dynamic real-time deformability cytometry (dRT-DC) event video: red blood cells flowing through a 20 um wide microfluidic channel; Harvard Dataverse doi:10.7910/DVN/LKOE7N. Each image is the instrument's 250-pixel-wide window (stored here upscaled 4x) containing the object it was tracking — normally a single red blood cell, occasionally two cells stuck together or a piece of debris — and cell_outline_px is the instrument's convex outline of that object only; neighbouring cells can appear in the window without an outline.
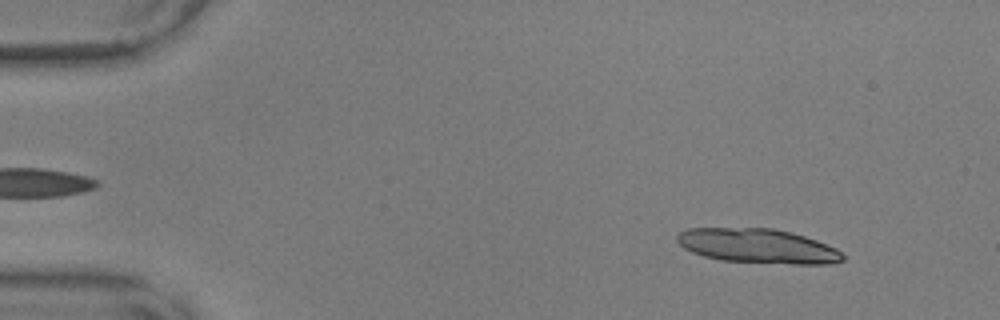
{"species": "common noctule bat (a hibernating species)", "species_latin": "Nyctalus noctula", "temperature_condition": "warm", "stored_images_in_passage": 55, "camera_frame_rate_fps": 3000, "um_per_image_px": 0.085, "animal": {"sex": "male", "body_mass_g": 17.9, "forearm_length_mm": 54.2}, "frame": {"image": 1, "passage_image": 5, "time_ms": 1.333, "image_size_px": [1000, 320], "cell_outline_px": [[844, 260], [828, 264], [792, 264], [720, 260], [704, 256], [692, 252], [684, 248], [676, 240], [676, 236], [680, 232], [688, 228], [772, 228], [792, 232], [816, 240], [836, 248], [844, 256]], "centroid_in_image_um": [64.41, 20.91], "position_along_channel_um": 20.6, "area_um2": 33.23}}
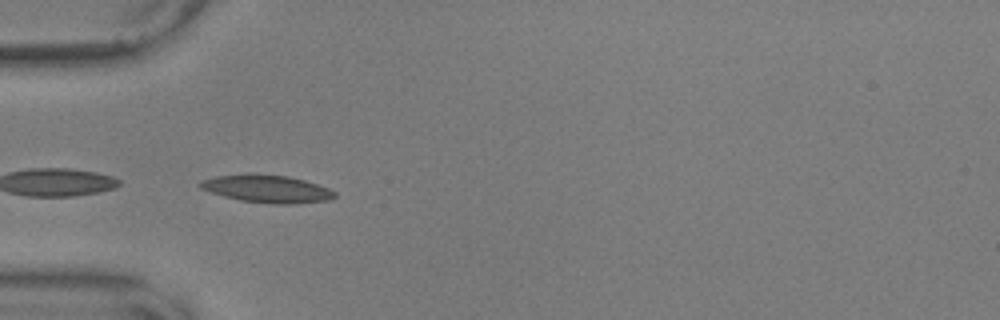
{"frame": {"image": 2, "passage_image": 17, "time_ms": 5.333, "image_size_px": [1000, 320], "cell_outline_px": [[336, 196], [328, 200], [292, 204], [276, 204], [240, 200], [224, 196], [200, 188], [196, 184], [204, 180], [216, 176], [248, 172], [288, 176], [304, 180], [328, 188], [336, 192]], "centroid_in_image_um": [22.68, 16.03], "position_along_channel_um": 62.3, "area_um2": 21.73}}
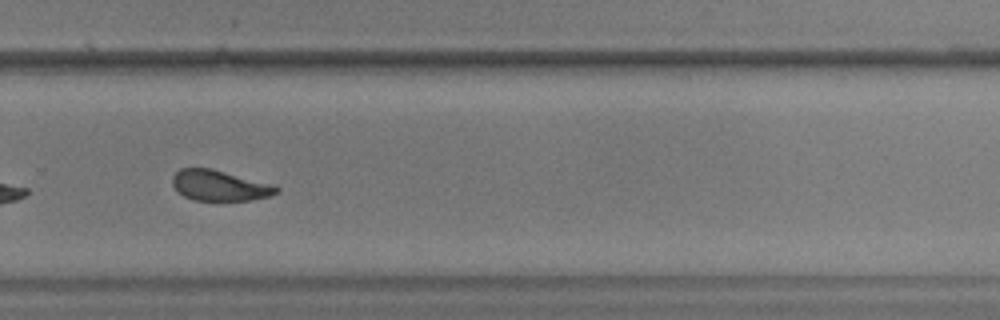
{"frame": {"image": 3, "passage_image": 38, "time_ms": 12.333, "image_size_px": [1000, 320], "cell_outline_px": [[280, 192], [268, 196], [248, 200], [192, 200], [184, 196], [172, 184], [172, 176], [180, 168], [212, 168], [272, 184], [280, 188]], "centroid_in_image_um": [18.66, 15.76], "position_along_channel_um": 311.1, "area_um2": 18.44}, "authors_computed_cell_mechanics": {"area_um2": 19.7098, "velocity_mm_per_s": 3.5886, "shape_relaxation_time_tau1_ms": 7.0799, "shape_relaxation_time_tau2_ms": 1.5648, "deformation_change_tau1": 0.1622, "deformation_change_tau2": 0.0761}}